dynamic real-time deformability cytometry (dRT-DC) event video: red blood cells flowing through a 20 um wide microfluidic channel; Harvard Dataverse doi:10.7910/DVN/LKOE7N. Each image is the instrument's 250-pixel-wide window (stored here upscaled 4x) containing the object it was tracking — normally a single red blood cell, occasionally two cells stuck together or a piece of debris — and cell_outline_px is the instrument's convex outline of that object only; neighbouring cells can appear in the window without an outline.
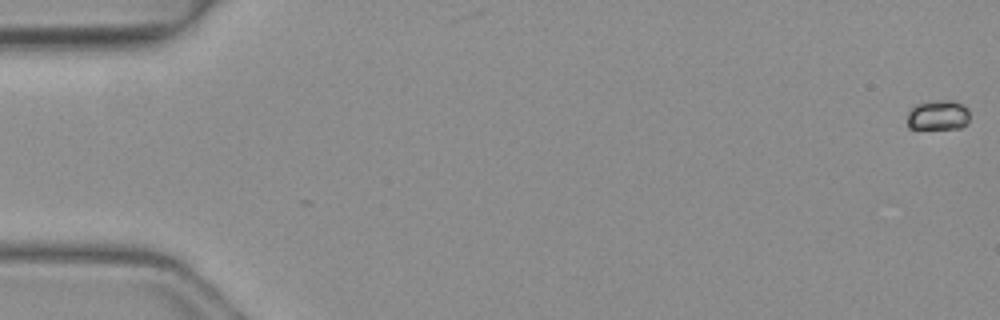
{"species": "common noctule bat (a hibernating species)", "species_latin": "Nyctalus noctula", "temperature_condition": "warm", "stored_images_in_passage": 2, "camera_frame_rate_fps": 3000, "um_per_image_px": 0.085, "animal": {"sex": "female", "body_mass_g": 19.3, "forearm_length_mm": 54.1}, "frame": {"image": 1, "passage_image": 1, "time_ms": 0.0, "image_size_px": [1000, 320], "cell_outline_px": [[968, 120], [960, 128], [908, 128], [908, 112], [916, 104], [940, 100], [956, 100], [964, 104], [968, 108]], "centroid_in_image_um": [79.76, 9.77], "position_along_channel_um": 5.2, "area_um2": 10.81}}